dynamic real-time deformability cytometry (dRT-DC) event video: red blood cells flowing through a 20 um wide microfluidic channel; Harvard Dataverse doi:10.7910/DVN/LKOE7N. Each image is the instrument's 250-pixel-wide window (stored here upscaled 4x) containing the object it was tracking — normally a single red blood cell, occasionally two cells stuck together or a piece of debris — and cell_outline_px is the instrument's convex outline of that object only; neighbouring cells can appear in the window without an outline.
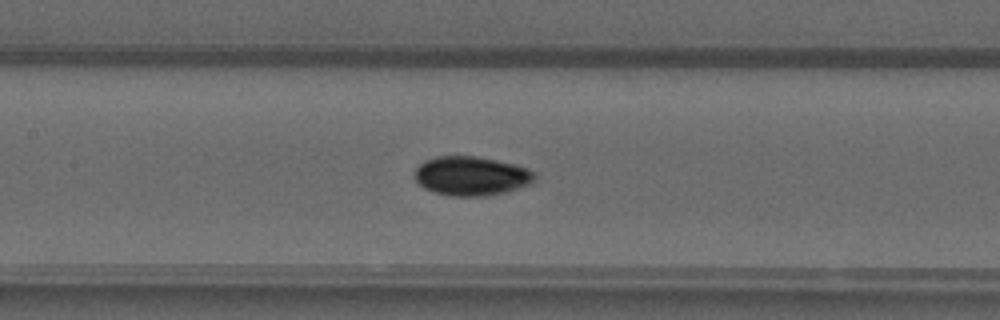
{"species": "common noctule bat (a hibernating species)", "species_latin": "Nyctalus noctula", "temperature_condition": "warm", "stored_images_in_passage": 48, "camera_frame_rate_fps": 3000, "um_per_image_px": 0.085, "animal": {"sex": "male", "forearm_length_mm": 52.5}, "frame": {"image": 1, "passage_image": 23, "time_ms": 7.333, "image_size_px": [1000, 320], "cell_outline_px": [[536, 180], [528, 184], [504, 192], [488, 196], [452, 196], [432, 192], [424, 188], [416, 180], [416, 168], [424, 160], [436, 156], [476, 156], [496, 160], [528, 168], [536, 172]], "centroid_in_image_um": [40.06, 14.95], "position_along_channel_um": 167.3, "area_um2": 27.34}}
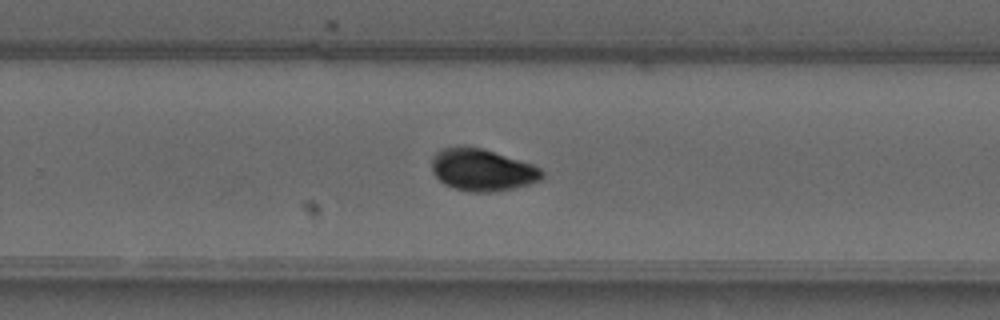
{"frame": {"image": 2, "passage_image": 32, "time_ms": 10.333, "image_size_px": [1000, 320], "cell_outline_px": [[544, 176], [540, 180], [528, 184], [512, 188], [492, 192], [468, 192], [452, 188], [444, 184], [432, 172], [432, 156], [436, 152], [444, 148], [484, 148], [532, 164], [540, 168], [544, 172]], "centroid_in_image_um": [40.99, 14.46], "position_along_channel_um": 288.8, "area_um2": 26.82}}
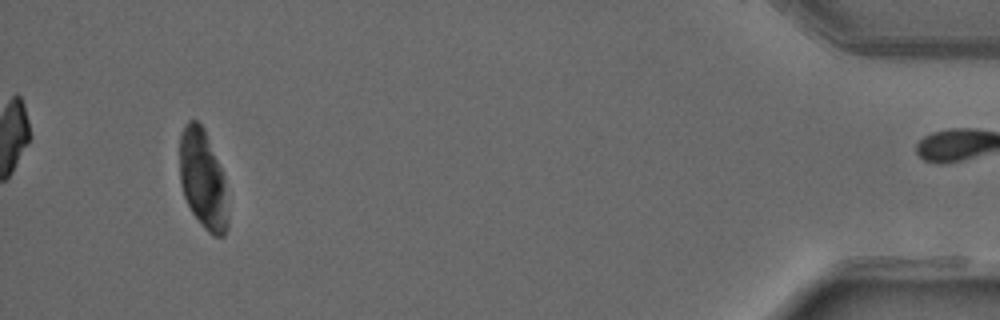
{"frame": {"image": 3, "passage_image": 47, "time_ms": 15.333, "image_size_px": [1000, 320], "cell_outline_px": [[228, 228], [224, 236], [212, 236], [204, 228], [192, 212], [184, 196], [180, 184], [180, 132], [184, 124], [188, 120], [196, 120], [204, 128], [224, 176], [228, 216]], "centroid_in_image_um": [17.24, 15.25], "position_along_channel_um": 418.0, "area_um2": 27.98}, "authors_computed_cell_mechanics": {"area_um2": 27.3394, "velocity_mm_per_s": 4.0673, "shape_relaxation_time_tau1_ms": 4.088, "shape_relaxation_time_tau2_ms": 2.4421, "deformation_change_tau1": 0.1191, "deformation_change_tau2": 0.0477}}